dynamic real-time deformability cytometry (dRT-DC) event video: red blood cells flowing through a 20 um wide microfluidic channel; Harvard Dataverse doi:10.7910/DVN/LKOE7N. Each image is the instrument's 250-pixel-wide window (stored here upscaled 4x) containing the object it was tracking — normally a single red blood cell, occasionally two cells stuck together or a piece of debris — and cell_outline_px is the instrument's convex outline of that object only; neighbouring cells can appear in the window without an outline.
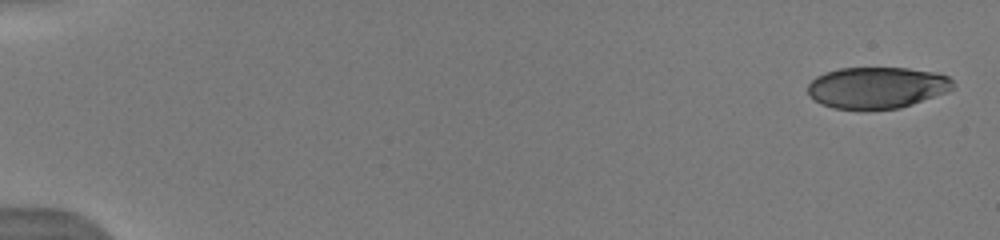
{"species": "human", "species_latin": "Homo sapiens", "temperature_condition": "warm", "stored_images_in_passage": 10, "camera_frame_rate_fps": 3000, "um_per_image_px": 0.085, "donor": {"sex": "male"}, "frame": {"image": 1, "passage_image": 1, "time_ms": 0.0, "image_size_px": [1000, 240], "cell_outline_px": [[956, 88], [948, 92], [900, 108], [832, 108], [820, 104], [808, 96], [808, 84], [816, 76], [824, 72], [840, 68], [908, 68], [936, 72], [948, 76], [956, 84]], "centroid_in_image_um": [74.56, 7.43], "position_along_channel_um": 10.4, "area_um2": 35.2}}
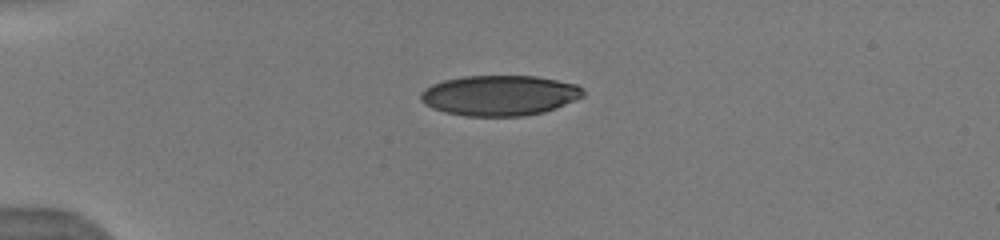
{"frame": {"image": 2, "passage_image": 6, "time_ms": 4.0, "image_size_px": [1000, 240], "cell_outline_px": [[584, 96], [556, 108], [544, 112], [524, 116], [464, 116], [444, 112], [432, 108], [424, 104], [420, 100], [420, 92], [424, 88], [432, 84], [444, 80], [464, 76], [536, 76], [576, 84], [584, 92]], "centroid_in_image_um": [42.42, 8.12], "position_along_channel_um": 42.6, "area_um2": 38.32}}